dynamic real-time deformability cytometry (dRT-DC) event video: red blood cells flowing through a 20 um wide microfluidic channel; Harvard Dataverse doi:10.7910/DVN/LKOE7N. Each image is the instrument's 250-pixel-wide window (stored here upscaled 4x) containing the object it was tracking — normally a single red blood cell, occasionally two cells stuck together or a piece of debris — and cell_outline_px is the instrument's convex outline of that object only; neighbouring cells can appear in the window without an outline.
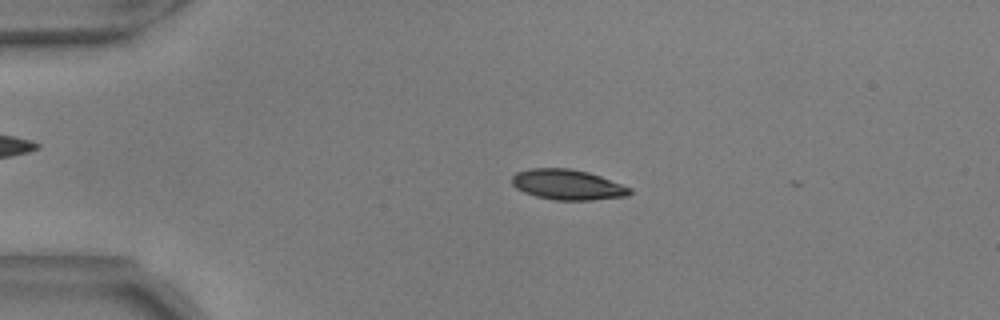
{"species": "common noctule bat (a hibernating species)", "species_latin": "Nyctalus noctula", "temperature_condition": "warm", "stored_images_in_passage": 3, "camera_frame_rate_fps": 3000, "um_per_image_px": 0.085, "animal": {"sex": "male", "body_mass_g": 17.9, "forearm_length_mm": 54.2}, "frame": {"image": 1, "passage_image": 1, "time_ms": 0.0, "image_size_px": [1000, 320], "cell_outline_px": [[632, 192], [628, 196], [592, 200], [556, 200], [536, 196], [524, 192], [516, 188], [512, 184], [512, 176], [516, 172], [528, 168], [572, 168], [588, 172], [600, 176], [632, 188]], "centroid_in_image_um": [48.24, 15.69], "position_along_channel_um": 36.8, "area_um2": 20.92}}